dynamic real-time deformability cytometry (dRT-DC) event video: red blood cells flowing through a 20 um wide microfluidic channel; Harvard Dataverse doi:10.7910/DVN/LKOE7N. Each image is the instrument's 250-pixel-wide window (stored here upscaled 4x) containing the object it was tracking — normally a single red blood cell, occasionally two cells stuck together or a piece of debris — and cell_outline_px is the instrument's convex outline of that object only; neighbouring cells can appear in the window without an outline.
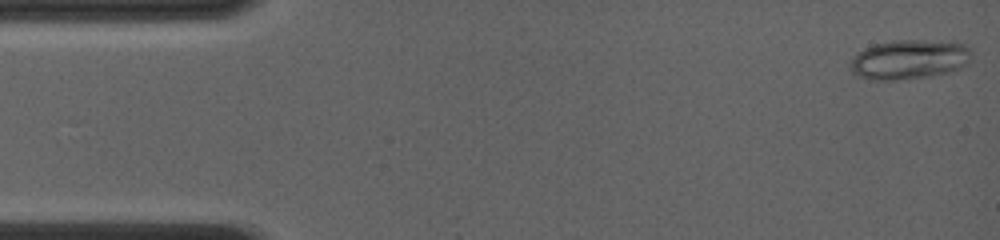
{"species": "common noctule bat (a hibernating species)", "species_latin": "Nyctalus noctula", "temperature_condition": "room temperature", "stored_images_in_passage": 60, "segment_of_instrument_passage": [1, 2], "camera_frame_rate_fps": 4000, "um_per_image_px": 0.085, "animal": {"sex": "female", "body_mass_g": 19.0, "forearm_length_mm": 56.7}, "frame": {"image": 1, "passage_image": 1, "time_ms": 0.0, "image_size_px": [1000, 240], "cell_outline_px": [[972, 52], [968, 64], [960, 68], [948, 72], [928, 76], [896, 80], [872, 80], [856, 76], [848, 68], [848, 64], [864, 48], [876, 44], [892, 40], [952, 40], [964, 44]], "centroid_in_image_um": [77.3, 5.04], "position_along_channel_um": 7.7, "area_um2": 28.26}}
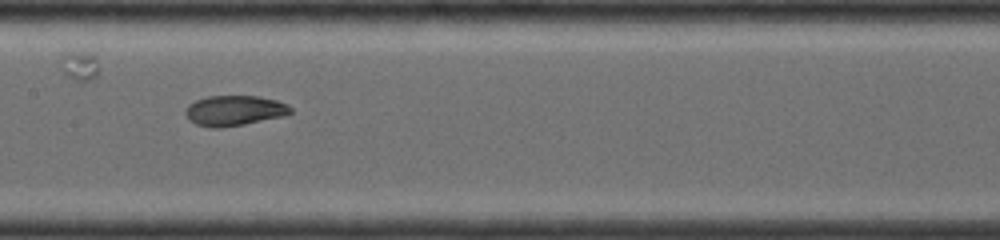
{"frame": {"image": 2, "passage_image": 30, "time_ms": 7.25, "image_size_px": [1000, 240], "cell_outline_px": [[292, 112], [280, 116], [244, 124], [220, 128], [212, 128], [196, 124], [188, 120], [184, 112], [188, 104], [196, 100], [208, 96], [260, 96], [276, 100], [288, 104], [292, 108]], "centroid_in_image_um": [19.88, 9.39], "position_along_channel_um": 187.5, "area_um2": 18.5}}
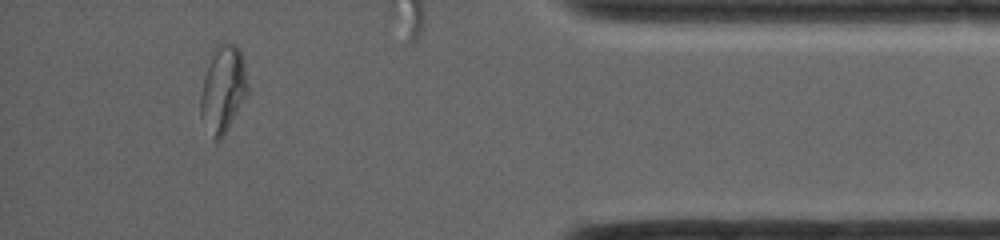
{"frame": {"image": 3, "passage_image": 55, "time_ms": 13.5, "image_size_px": [1000, 240], "cell_outline_px": [[248, 96], [224, 136], [220, 140], [212, 140], [200, 116], [200, 96], [204, 76], [212, 48], [216, 44], [228, 40], [236, 44], [240, 48], [244, 60], [248, 84]], "centroid_in_image_um": [18.97, 7.54], "position_along_channel_um": 416.2, "area_um2": 24.85}}